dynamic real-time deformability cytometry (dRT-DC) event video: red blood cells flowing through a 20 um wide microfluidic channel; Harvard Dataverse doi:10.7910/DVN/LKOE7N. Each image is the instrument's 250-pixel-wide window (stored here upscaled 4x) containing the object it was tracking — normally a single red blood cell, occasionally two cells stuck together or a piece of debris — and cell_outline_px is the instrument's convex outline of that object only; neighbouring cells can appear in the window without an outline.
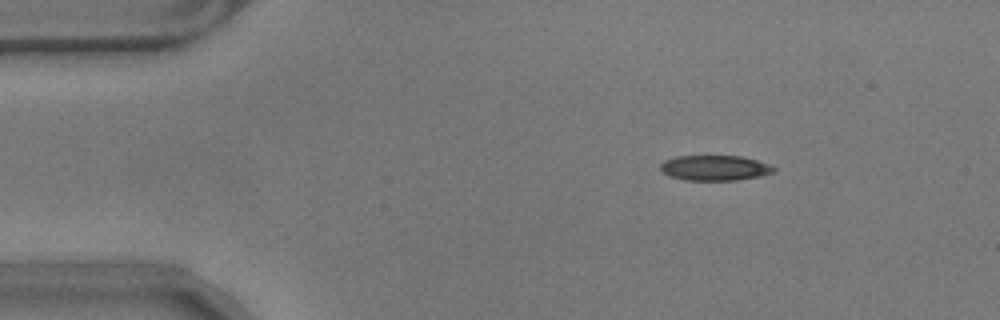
{"species": "common noctule bat (a hibernating species)", "species_latin": "Nyctalus noctula", "temperature_condition": "warm", "stored_images_in_passage": 49, "camera_frame_rate_fps": 3000, "um_per_image_px": 0.085, "animal": {"sex": "male", "body_mass_g": 17.9}, "frame": {"image": 1, "passage_image": 1, "time_ms": 0.0, "image_size_px": [1000, 320], "cell_outline_px": [[776, 172], [760, 176], [736, 180], [684, 180], [672, 176], [664, 172], [660, 168], [660, 164], [664, 160], [676, 156], [740, 156], [772, 164], [776, 168]], "centroid_in_image_um": [60.81, 14.27], "position_along_channel_um": 24.2, "area_um2": 16.7}}
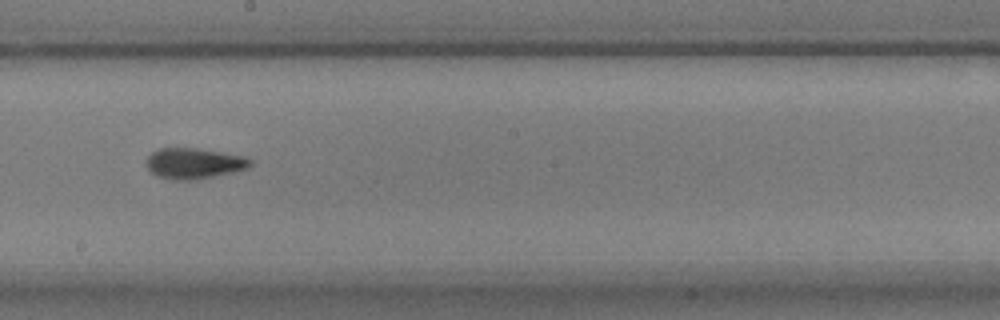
{"frame": {"image": 2, "passage_image": 24, "time_ms": 7.667, "image_size_px": [1000, 320], "cell_outline_px": [[252, 164], [248, 168], [232, 172], [196, 180], [172, 180], [156, 176], [148, 168], [148, 156], [152, 152], [160, 148], [196, 148], [244, 156], [252, 160]], "centroid_in_image_um": [16.5, 13.89], "position_along_channel_um": 231.7, "area_um2": 18.5}}
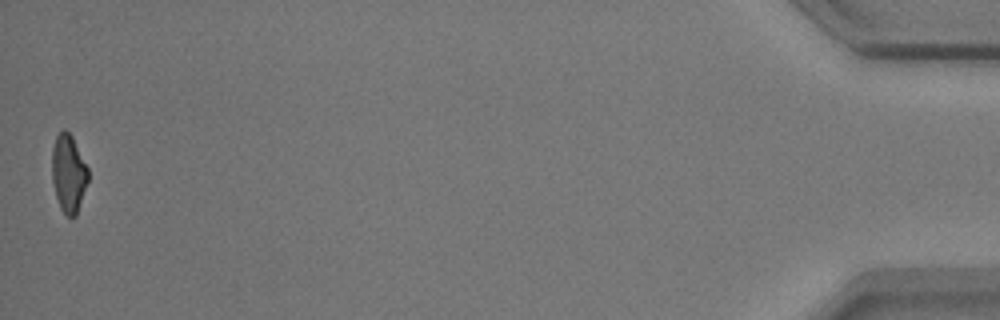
{"frame": {"image": 3, "passage_image": 49, "time_ms": 16.0, "image_size_px": [1000, 320], "cell_outline_px": [[88, 180], [76, 216], [68, 216], [60, 208], [56, 196], [52, 180], [52, 148], [56, 136], [64, 128], [72, 136], [88, 168]], "centroid_in_image_um": [5.82, 14.72], "position_along_channel_um": 429.4, "area_um2": 16.24}, "authors_computed_cell_mechanics": {"area_um2": 17.7446, "velocity_mm_per_s": 3.5351, "shape_relaxation_time_tau1_ms": 4.0407, "shape_relaxation_time_tau2_ms": 1.9555, "deformation_change_tau1": 0.1436, "deformation_change_tau2": 0.0953}}